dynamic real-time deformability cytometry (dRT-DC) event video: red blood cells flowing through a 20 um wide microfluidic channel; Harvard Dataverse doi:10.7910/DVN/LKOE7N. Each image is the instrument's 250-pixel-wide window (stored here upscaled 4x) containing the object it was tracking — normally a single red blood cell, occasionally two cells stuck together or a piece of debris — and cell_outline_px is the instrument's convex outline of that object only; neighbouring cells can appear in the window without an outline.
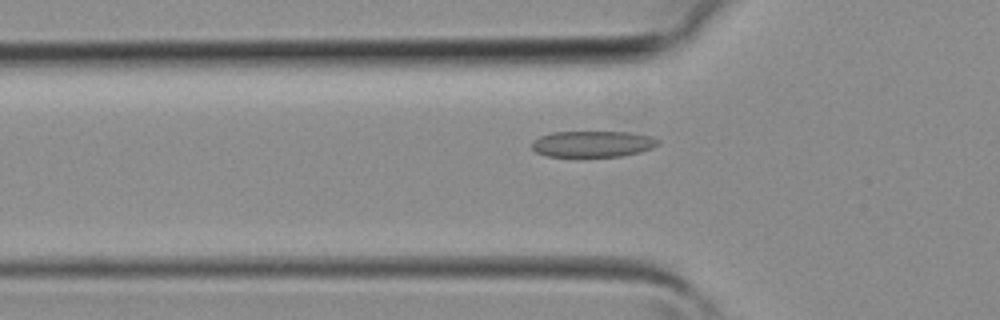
{"species": "common noctule bat (a hibernating species)", "species_latin": "Nyctalus noctula", "temperature_condition": "room temperature", "stored_images_in_passage": 30, "camera_frame_rate_fps": 3000, "um_per_image_px": 0.085, "animal": {"sex": "female", "body_mass_g": 19.3, "forearm_length_mm": 54.1}, "frame": {"image": 1, "passage_image": 5, "time_ms": 1.333, "image_size_px": [1000, 320], "cell_outline_px": [[660, 140], [652, 148], [640, 152], [624, 156], [548, 156], [536, 152], [532, 148], [532, 140], [540, 136], [552, 132], [628, 132], [652, 136]], "centroid_in_image_um": [50.37, 12.23], "position_along_channel_um": 75.4, "area_um2": 19.19}}
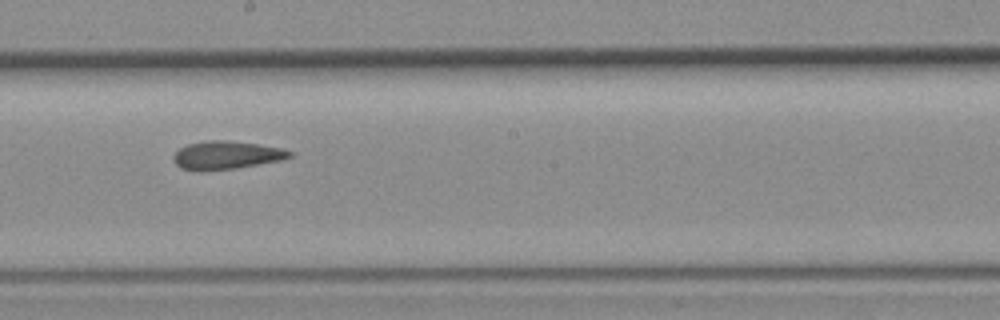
{"frame": {"image": 2, "passage_image": 14, "time_ms": 4.333, "image_size_px": [1000, 320], "cell_outline_px": [[292, 156], [284, 160], [236, 168], [200, 172], [180, 168], [172, 160], [172, 156], [180, 148], [188, 144], [208, 140], [224, 140], [256, 144], [280, 148], [292, 152]], "centroid_in_image_um": [19.21, 13.21], "position_along_channel_um": 229.0, "area_um2": 19.19}}
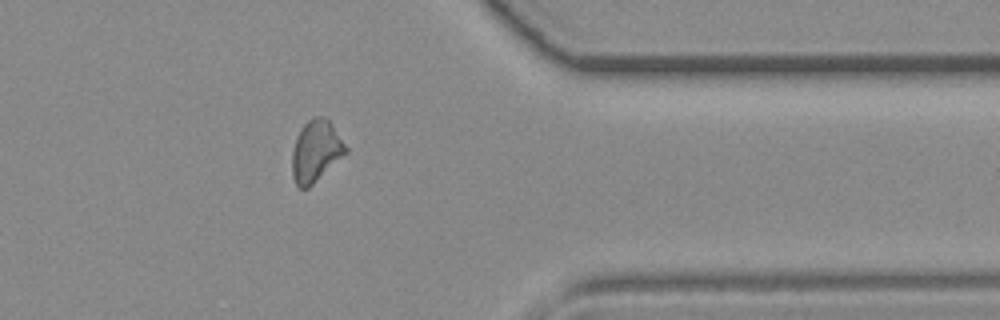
{"frame": {"image": 3, "passage_image": 24, "time_ms": 7.667, "image_size_px": [1000, 320], "cell_outline_px": [[348, 152], [308, 188], [300, 188], [296, 184], [292, 176], [292, 152], [296, 136], [300, 128], [312, 116], [324, 116], [332, 124], [348, 148]], "centroid_in_image_um": [26.84, 12.82], "position_along_channel_um": 384.6, "area_um2": 19.31}}